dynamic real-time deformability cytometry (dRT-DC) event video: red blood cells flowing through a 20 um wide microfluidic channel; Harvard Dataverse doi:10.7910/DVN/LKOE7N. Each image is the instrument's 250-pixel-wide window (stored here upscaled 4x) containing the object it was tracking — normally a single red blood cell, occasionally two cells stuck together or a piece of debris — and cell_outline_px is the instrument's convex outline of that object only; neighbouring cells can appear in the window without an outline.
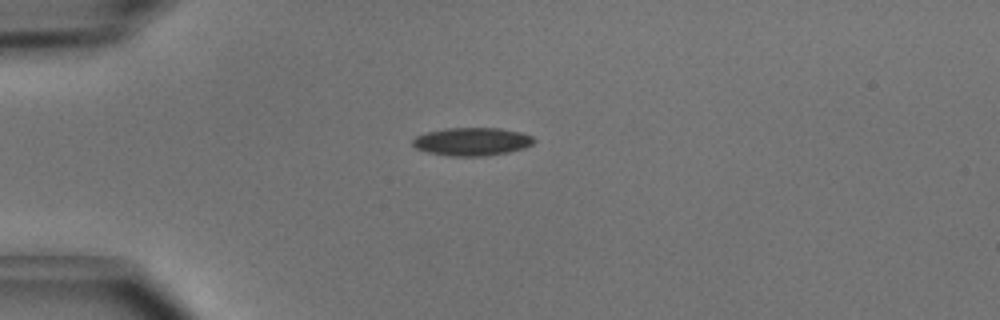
{"species": "common noctule bat (a hibernating species)", "species_latin": "Nyctalus noctula", "temperature_condition": "cold", "stored_images_in_passage": 3, "camera_frame_rate_fps": 3000, "um_per_image_px": 0.085, "animal": {"sex": "male", "body_mass_g": 15.6}, "frame": {"image": 1, "passage_image": 1, "time_ms": 0.0, "image_size_px": [1000, 320], "cell_outline_px": [[536, 140], [532, 144], [524, 148], [508, 152], [484, 156], [448, 156], [428, 152], [416, 148], [412, 144], [412, 140], [416, 136], [428, 132], [444, 128], [500, 128], [520, 132], [532, 136]], "centroid_in_image_um": [40.12, 12.03], "position_along_channel_um": 44.9, "area_um2": 19.83}}